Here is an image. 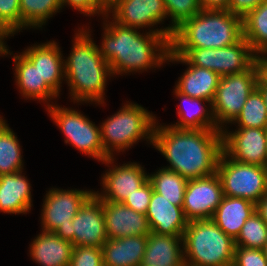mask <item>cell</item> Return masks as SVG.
I'll list each match as a JSON object with an SVG mask.
<instances>
[{
    "label": "cell",
    "instance_id": "36",
    "mask_svg": "<svg viewBox=\"0 0 267 266\" xmlns=\"http://www.w3.org/2000/svg\"><path fill=\"white\" fill-rule=\"evenodd\" d=\"M70 266H103L102 247L74 246Z\"/></svg>",
    "mask_w": 267,
    "mask_h": 266
},
{
    "label": "cell",
    "instance_id": "40",
    "mask_svg": "<svg viewBox=\"0 0 267 266\" xmlns=\"http://www.w3.org/2000/svg\"><path fill=\"white\" fill-rule=\"evenodd\" d=\"M264 1L266 0H230L227 11L243 19Z\"/></svg>",
    "mask_w": 267,
    "mask_h": 266
},
{
    "label": "cell",
    "instance_id": "27",
    "mask_svg": "<svg viewBox=\"0 0 267 266\" xmlns=\"http://www.w3.org/2000/svg\"><path fill=\"white\" fill-rule=\"evenodd\" d=\"M174 92L176 97L182 100L180 101L181 104L187 103L190 104L191 107H188L187 109L184 108L183 110V107L178 105L179 109L177 114L180 120L176 124L170 126L176 129H220L214 119L212 107H209L210 110H208L205 108V105L202 104L204 101L208 102V104L212 106L210 101L190 97L179 92L176 88L174 89Z\"/></svg>",
    "mask_w": 267,
    "mask_h": 266
},
{
    "label": "cell",
    "instance_id": "26",
    "mask_svg": "<svg viewBox=\"0 0 267 266\" xmlns=\"http://www.w3.org/2000/svg\"><path fill=\"white\" fill-rule=\"evenodd\" d=\"M15 62L16 85L24 98L50 102L59 95L41 79L40 73L22 54L13 57Z\"/></svg>",
    "mask_w": 267,
    "mask_h": 266
},
{
    "label": "cell",
    "instance_id": "29",
    "mask_svg": "<svg viewBox=\"0 0 267 266\" xmlns=\"http://www.w3.org/2000/svg\"><path fill=\"white\" fill-rule=\"evenodd\" d=\"M148 180L151 182L155 192L163 195L173 205L183 206L188 179L174 171L159 168L156 173L148 174Z\"/></svg>",
    "mask_w": 267,
    "mask_h": 266
},
{
    "label": "cell",
    "instance_id": "24",
    "mask_svg": "<svg viewBox=\"0 0 267 266\" xmlns=\"http://www.w3.org/2000/svg\"><path fill=\"white\" fill-rule=\"evenodd\" d=\"M22 171L0 175V212L27 213L32 207L31 184Z\"/></svg>",
    "mask_w": 267,
    "mask_h": 266
},
{
    "label": "cell",
    "instance_id": "37",
    "mask_svg": "<svg viewBox=\"0 0 267 266\" xmlns=\"http://www.w3.org/2000/svg\"><path fill=\"white\" fill-rule=\"evenodd\" d=\"M232 266H267L263 249L235 246Z\"/></svg>",
    "mask_w": 267,
    "mask_h": 266
},
{
    "label": "cell",
    "instance_id": "2",
    "mask_svg": "<svg viewBox=\"0 0 267 266\" xmlns=\"http://www.w3.org/2000/svg\"><path fill=\"white\" fill-rule=\"evenodd\" d=\"M105 21L103 41L98 48L112 76L146 71L167 61L171 50L168 27L152 29L143 35L136 28L122 26L114 20Z\"/></svg>",
    "mask_w": 267,
    "mask_h": 266
},
{
    "label": "cell",
    "instance_id": "38",
    "mask_svg": "<svg viewBox=\"0 0 267 266\" xmlns=\"http://www.w3.org/2000/svg\"><path fill=\"white\" fill-rule=\"evenodd\" d=\"M152 193L153 186L148 180L143 186L136 190V192H134L132 195H129L123 204L138 213L146 215Z\"/></svg>",
    "mask_w": 267,
    "mask_h": 266
},
{
    "label": "cell",
    "instance_id": "28",
    "mask_svg": "<svg viewBox=\"0 0 267 266\" xmlns=\"http://www.w3.org/2000/svg\"><path fill=\"white\" fill-rule=\"evenodd\" d=\"M243 37L258 55L267 54V0L242 19Z\"/></svg>",
    "mask_w": 267,
    "mask_h": 266
},
{
    "label": "cell",
    "instance_id": "1",
    "mask_svg": "<svg viewBox=\"0 0 267 266\" xmlns=\"http://www.w3.org/2000/svg\"><path fill=\"white\" fill-rule=\"evenodd\" d=\"M155 124L152 145L170 163L165 169L186 179L216 173L223 152L221 129H176Z\"/></svg>",
    "mask_w": 267,
    "mask_h": 266
},
{
    "label": "cell",
    "instance_id": "34",
    "mask_svg": "<svg viewBox=\"0 0 267 266\" xmlns=\"http://www.w3.org/2000/svg\"><path fill=\"white\" fill-rule=\"evenodd\" d=\"M167 11V16L171 18V26H168V38L171 40L175 29L184 21L191 19L202 8L199 0H163Z\"/></svg>",
    "mask_w": 267,
    "mask_h": 266
},
{
    "label": "cell",
    "instance_id": "45",
    "mask_svg": "<svg viewBox=\"0 0 267 266\" xmlns=\"http://www.w3.org/2000/svg\"><path fill=\"white\" fill-rule=\"evenodd\" d=\"M256 88L261 92L263 96L267 111V82L261 76H259Z\"/></svg>",
    "mask_w": 267,
    "mask_h": 266
},
{
    "label": "cell",
    "instance_id": "14",
    "mask_svg": "<svg viewBox=\"0 0 267 266\" xmlns=\"http://www.w3.org/2000/svg\"><path fill=\"white\" fill-rule=\"evenodd\" d=\"M223 152L231 159L267 167V129L238 128L228 131L222 129Z\"/></svg>",
    "mask_w": 267,
    "mask_h": 266
},
{
    "label": "cell",
    "instance_id": "35",
    "mask_svg": "<svg viewBox=\"0 0 267 266\" xmlns=\"http://www.w3.org/2000/svg\"><path fill=\"white\" fill-rule=\"evenodd\" d=\"M0 23L13 35L21 29L20 0H0Z\"/></svg>",
    "mask_w": 267,
    "mask_h": 266
},
{
    "label": "cell",
    "instance_id": "23",
    "mask_svg": "<svg viewBox=\"0 0 267 266\" xmlns=\"http://www.w3.org/2000/svg\"><path fill=\"white\" fill-rule=\"evenodd\" d=\"M147 235L108 239L102 245L103 266H140Z\"/></svg>",
    "mask_w": 267,
    "mask_h": 266
},
{
    "label": "cell",
    "instance_id": "19",
    "mask_svg": "<svg viewBox=\"0 0 267 266\" xmlns=\"http://www.w3.org/2000/svg\"><path fill=\"white\" fill-rule=\"evenodd\" d=\"M146 217L151 232L157 234L183 236L188 225L183 208L173 205L154 190Z\"/></svg>",
    "mask_w": 267,
    "mask_h": 266
},
{
    "label": "cell",
    "instance_id": "18",
    "mask_svg": "<svg viewBox=\"0 0 267 266\" xmlns=\"http://www.w3.org/2000/svg\"><path fill=\"white\" fill-rule=\"evenodd\" d=\"M60 50L57 42L49 41L46 44L33 45L22 52V55L37 68L41 79H44L58 95L61 81L65 78V60Z\"/></svg>",
    "mask_w": 267,
    "mask_h": 266
},
{
    "label": "cell",
    "instance_id": "46",
    "mask_svg": "<svg viewBox=\"0 0 267 266\" xmlns=\"http://www.w3.org/2000/svg\"><path fill=\"white\" fill-rule=\"evenodd\" d=\"M109 7L113 5L117 0H103Z\"/></svg>",
    "mask_w": 267,
    "mask_h": 266
},
{
    "label": "cell",
    "instance_id": "32",
    "mask_svg": "<svg viewBox=\"0 0 267 266\" xmlns=\"http://www.w3.org/2000/svg\"><path fill=\"white\" fill-rule=\"evenodd\" d=\"M239 128L267 129V111L261 92L255 88L233 123Z\"/></svg>",
    "mask_w": 267,
    "mask_h": 266
},
{
    "label": "cell",
    "instance_id": "4",
    "mask_svg": "<svg viewBox=\"0 0 267 266\" xmlns=\"http://www.w3.org/2000/svg\"><path fill=\"white\" fill-rule=\"evenodd\" d=\"M243 37L242 18L227 10L202 9L172 35L171 48H224Z\"/></svg>",
    "mask_w": 267,
    "mask_h": 266
},
{
    "label": "cell",
    "instance_id": "20",
    "mask_svg": "<svg viewBox=\"0 0 267 266\" xmlns=\"http://www.w3.org/2000/svg\"><path fill=\"white\" fill-rule=\"evenodd\" d=\"M167 60L185 63L189 66L175 85L179 92L193 98L213 102L221 78L219 74L206 68L191 65L183 56L175 55L171 50Z\"/></svg>",
    "mask_w": 267,
    "mask_h": 266
},
{
    "label": "cell",
    "instance_id": "3",
    "mask_svg": "<svg viewBox=\"0 0 267 266\" xmlns=\"http://www.w3.org/2000/svg\"><path fill=\"white\" fill-rule=\"evenodd\" d=\"M69 57L64 61L65 80L74 102L104 104L107 78L112 76L109 64L100 54L89 28L78 29Z\"/></svg>",
    "mask_w": 267,
    "mask_h": 266
},
{
    "label": "cell",
    "instance_id": "5",
    "mask_svg": "<svg viewBox=\"0 0 267 266\" xmlns=\"http://www.w3.org/2000/svg\"><path fill=\"white\" fill-rule=\"evenodd\" d=\"M185 266H231L235 240L212 219L188 221L183 233Z\"/></svg>",
    "mask_w": 267,
    "mask_h": 266
},
{
    "label": "cell",
    "instance_id": "13",
    "mask_svg": "<svg viewBox=\"0 0 267 266\" xmlns=\"http://www.w3.org/2000/svg\"><path fill=\"white\" fill-rule=\"evenodd\" d=\"M224 197L217 173L189 179L184 193L183 211L188 221L211 219Z\"/></svg>",
    "mask_w": 267,
    "mask_h": 266
},
{
    "label": "cell",
    "instance_id": "42",
    "mask_svg": "<svg viewBox=\"0 0 267 266\" xmlns=\"http://www.w3.org/2000/svg\"><path fill=\"white\" fill-rule=\"evenodd\" d=\"M255 212L264 220L267 224V193L263 195L255 204Z\"/></svg>",
    "mask_w": 267,
    "mask_h": 266
},
{
    "label": "cell",
    "instance_id": "30",
    "mask_svg": "<svg viewBox=\"0 0 267 266\" xmlns=\"http://www.w3.org/2000/svg\"><path fill=\"white\" fill-rule=\"evenodd\" d=\"M22 161L19 141L0 116V175L22 171Z\"/></svg>",
    "mask_w": 267,
    "mask_h": 266
},
{
    "label": "cell",
    "instance_id": "17",
    "mask_svg": "<svg viewBox=\"0 0 267 266\" xmlns=\"http://www.w3.org/2000/svg\"><path fill=\"white\" fill-rule=\"evenodd\" d=\"M105 229L108 239L123 238L151 233L145 214L138 213L123 203L104 201Z\"/></svg>",
    "mask_w": 267,
    "mask_h": 266
},
{
    "label": "cell",
    "instance_id": "31",
    "mask_svg": "<svg viewBox=\"0 0 267 266\" xmlns=\"http://www.w3.org/2000/svg\"><path fill=\"white\" fill-rule=\"evenodd\" d=\"M62 7V0H20L21 30L24 27L42 28Z\"/></svg>",
    "mask_w": 267,
    "mask_h": 266
},
{
    "label": "cell",
    "instance_id": "12",
    "mask_svg": "<svg viewBox=\"0 0 267 266\" xmlns=\"http://www.w3.org/2000/svg\"><path fill=\"white\" fill-rule=\"evenodd\" d=\"M63 237L73 246L102 247L108 240L103 205L95 193L81 206Z\"/></svg>",
    "mask_w": 267,
    "mask_h": 266
},
{
    "label": "cell",
    "instance_id": "25",
    "mask_svg": "<svg viewBox=\"0 0 267 266\" xmlns=\"http://www.w3.org/2000/svg\"><path fill=\"white\" fill-rule=\"evenodd\" d=\"M254 212L253 202L239 197L224 196L211 219L224 233L235 240L245 221Z\"/></svg>",
    "mask_w": 267,
    "mask_h": 266
},
{
    "label": "cell",
    "instance_id": "41",
    "mask_svg": "<svg viewBox=\"0 0 267 266\" xmlns=\"http://www.w3.org/2000/svg\"><path fill=\"white\" fill-rule=\"evenodd\" d=\"M230 0H199L202 9L227 10Z\"/></svg>",
    "mask_w": 267,
    "mask_h": 266
},
{
    "label": "cell",
    "instance_id": "22",
    "mask_svg": "<svg viewBox=\"0 0 267 266\" xmlns=\"http://www.w3.org/2000/svg\"><path fill=\"white\" fill-rule=\"evenodd\" d=\"M182 244V236L151 232L147 235L144 258L140 266H185Z\"/></svg>",
    "mask_w": 267,
    "mask_h": 266
},
{
    "label": "cell",
    "instance_id": "43",
    "mask_svg": "<svg viewBox=\"0 0 267 266\" xmlns=\"http://www.w3.org/2000/svg\"><path fill=\"white\" fill-rule=\"evenodd\" d=\"M10 35H12V34L0 23V56L12 54L8 51L6 45L3 41L4 38L6 39Z\"/></svg>",
    "mask_w": 267,
    "mask_h": 266
},
{
    "label": "cell",
    "instance_id": "21",
    "mask_svg": "<svg viewBox=\"0 0 267 266\" xmlns=\"http://www.w3.org/2000/svg\"><path fill=\"white\" fill-rule=\"evenodd\" d=\"M73 244L61 234L42 231L30 245V256L40 266H70Z\"/></svg>",
    "mask_w": 267,
    "mask_h": 266
},
{
    "label": "cell",
    "instance_id": "39",
    "mask_svg": "<svg viewBox=\"0 0 267 266\" xmlns=\"http://www.w3.org/2000/svg\"><path fill=\"white\" fill-rule=\"evenodd\" d=\"M64 5H69L86 16L103 14L106 19L109 17L110 7L103 0H62V6L64 7Z\"/></svg>",
    "mask_w": 267,
    "mask_h": 266
},
{
    "label": "cell",
    "instance_id": "6",
    "mask_svg": "<svg viewBox=\"0 0 267 266\" xmlns=\"http://www.w3.org/2000/svg\"><path fill=\"white\" fill-rule=\"evenodd\" d=\"M155 124V116L141 105L124 104L100 125L104 152L113 157L115 150L123 152L143 137L152 144Z\"/></svg>",
    "mask_w": 267,
    "mask_h": 266
},
{
    "label": "cell",
    "instance_id": "33",
    "mask_svg": "<svg viewBox=\"0 0 267 266\" xmlns=\"http://www.w3.org/2000/svg\"><path fill=\"white\" fill-rule=\"evenodd\" d=\"M267 242V224L254 212L244 223L235 239V246L263 249Z\"/></svg>",
    "mask_w": 267,
    "mask_h": 266
},
{
    "label": "cell",
    "instance_id": "44",
    "mask_svg": "<svg viewBox=\"0 0 267 266\" xmlns=\"http://www.w3.org/2000/svg\"><path fill=\"white\" fill-rule=\"evenodd\" d=\"M265 55V56H264ZM267 54H260L256 56V62L259 67L260 76L267 82Z\"/></svg>",
    "mask_w": 267,
    "mask_h": 266
},
{
    "label": "cell",
    "instance_id": "11",
    "mask_svg": "<svg viewBox=\"0 0 267 266\" xmlns=\"http://www.w3.org/2000/svg\"><path fill=\"white\" fill-rule=\"evenodd\" d=\"M94 192L50 189L43 201L42 231L63 235L81 206Z\"/></svg>",
    "mask_w": 267,
    "mask_h": 266
},
{
    "label": "cell",
    "instance_id": "15",
    "mask_svg": "<svg viewBox=\"0 0 267 266\" xmlns=\"http://www.w3.org/2000/svg\"><path fill=\"white\" fill-rule=\"evenodd\" d=\"M108 13L118 24L136 29L153 27L167 18L163 0H117Z\"/></svg>",
    "mask_w": 267,
    "mask_h": 266
},
{
    "label": "cell",
    "instance_id": "7",
    "mask_svg": "<svg viewBox=\"0 0 267 266\" xmlns=\"http://www.w3.org/2000/svg\"><path fill=\"white\" fill-rule=\"evenodd\" d=\"M48 113L66 136L65 143L76 147L85 155H89L103 164L114 163L103 149L101 141V128L96 126L85 115L71 108H62L58 105L48 104Z\"/></svg>",
    "mask_w": 267,
    "mask_h": 266
},
{
    "label": "cell",
    "instance_id": "47",
    "mask_svg": "<svg viewBox=\"0 0 267 266\" xmlns=\"http://www.w3.org/2000/svg\"><path fill=\"white\" fill-rule=\"evenodd\" d=\"M263 251H264V254H265L266 257H267V242L265 243V246H264V248H263Z\"/></svg>",
    "mask_w": 267,
    "mask_h": 266
},
{
    "label": "cell",
    "instance_id": "9",
    "mask_svg": "<svg viewBox=\"0 0 267 266\" xmlns=\"http://www.w3.org/2000/svg\"><path fill=\"white\" fill-rule=\"evenodd\" d=\"M259 76L257 62L242 73L221 76L211 106L221 130L223 125L232 123L239 115L247 98L257 87Z\"/></svg>",
    "mask_w": 267,
    "mask_h": 266
},
{
    "label": "cell",
    "instance_id": "10",
    "mask_svg": "<svg viewBox=\"0 0 267 266\" xmlns=\"http://www.w3.org/2000/svg\"><path fill=\"white\" fill-rule=\"evenodd\" d=\"M216 173L224 196L239 197L256 204L267 193V167L242 163L222 152Z\"/></svg>",
    "mask_w": 267,
    "mask_h": 266
},
{
    "label": "cell",
    "instance_id": "8",
    "mask_svg": "<svg viewBox=\"0 0 267 266\" xmlns=\"http://www.w3.org/2000/svg\"><path fill=\"white\" fill-rule=\"evenodd\" d=\"M191 65L212 70L220 76L238 74L256 62V54L242 37L237 43L224 48H171Z\"/></svg>",
    "mask_w": 267,
    "mask_h": 266
},
{
    "label": "cell",
    "instance_id": "16",
    "mask_svg": "<svg viewBox=\"0 0 267 266\" xmlns=\"http://www.w3.org/2000/svg\"><path fill=\"white\" fill-rule=\"evenodd\" d=\"M143 168L134 162L119 167L113 166L102 177L104 193L98 191L94 193L104 201L123 203L129 195L148 181V175Z\"/></svg>",
    "mask_w": 267,
    "mask_h": 266
}]
</instances>
